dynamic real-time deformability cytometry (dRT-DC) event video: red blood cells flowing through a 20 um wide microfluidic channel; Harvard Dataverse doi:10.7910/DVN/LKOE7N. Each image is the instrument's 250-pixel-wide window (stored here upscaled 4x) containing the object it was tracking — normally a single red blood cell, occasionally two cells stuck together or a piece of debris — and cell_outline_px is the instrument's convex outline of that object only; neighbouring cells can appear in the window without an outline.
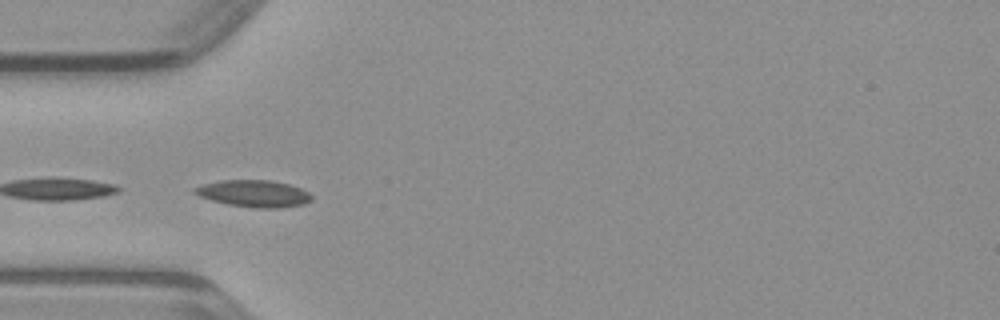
{"species": "common noctule bat (a hibernating species)", "species_latin": "Nyctalus noctula", "temperature_condition": "warm", "stored_images_in_passage": 13, "camera_frame_rate_fps": 3000, "um_per_image_px": 0.085, "animal": {"sex": "male", "body_mass_g": 23.1, "forearm_length_mm": 52.7}, "frame": {"image": 1, "passage_image": 3, "time_ms": 0.667, "image_size_px": [1000, 320], "cell_outline_px": [[312, 200], [304, 204], [280, 208], [256, 208], [228, 204], [212, 200], [200, 196], [192, 192], [192, 188], [204, 184], [220, 180], [272, 180], [288, 184], [300, 188], [308, 192], [312, 196]], "centroid_in_image_um": [21.58, 16.45], "position_along_channel_um": 63.4, "area_um2": 18.32}}
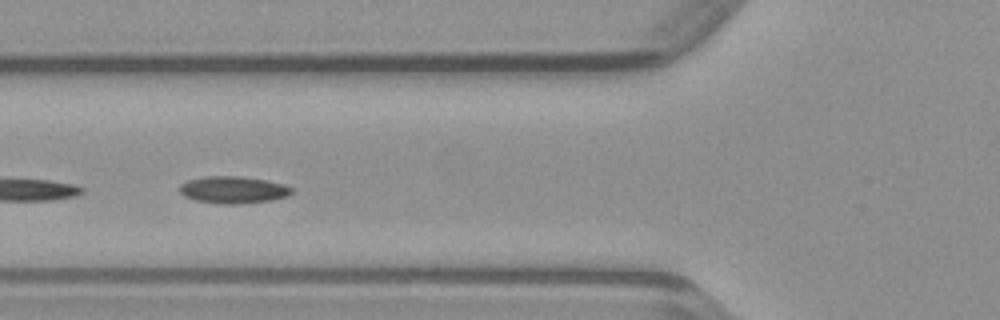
{"frame": {"image": 2, "passage_image": 6, "time_ms": 1.667, "image_size_px": [1000, 320], "cell_outline_px": [[292, 192], [288, 196], [272, 200], [236, 204], [220, 204], [196, 200], [184, 196], [180, 192], [180, 184], [188, 180], [204, 176], [240, 176], [264, 180], [284, 184], [292, 188]], "centroid_in_image_um": [19.81, 16.13], "position_along_channel_um": 106.0, "area_um2": 17.63}}